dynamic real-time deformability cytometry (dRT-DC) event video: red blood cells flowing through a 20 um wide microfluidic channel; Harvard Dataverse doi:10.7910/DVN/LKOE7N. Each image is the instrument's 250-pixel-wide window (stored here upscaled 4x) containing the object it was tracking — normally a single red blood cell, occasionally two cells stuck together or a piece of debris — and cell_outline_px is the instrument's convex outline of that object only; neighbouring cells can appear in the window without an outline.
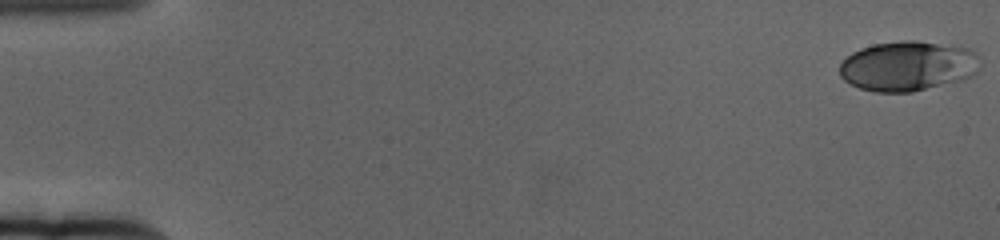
{"species": "human", "species_latin": "Homo sapiens", "temperature_condition": "cold", "stored_images_in_passage": 61, "camera_frame_rate_fps": 3000, "um_per_image_px": 0.085, "donor": {"sex": "female"}, "frame": {"image": 1, "passage_image": 1, "time_ms": 0.0, "image_size_px": [1000, 240], "cell_outline_px": [[980, 68], [972, 76], [964, 80], [912, 92], [876, 92], [860, 88], [844, 80], [840, 76], [840, 64], [852, 52], [860, 48], [872, 44], [904, 40], [916, 40], [968, 48], [980, 56]], "centroid_in_image_um": [77.2, 5.61], "position_along_channel_um": 7.8, "area_um2": 41.15}}
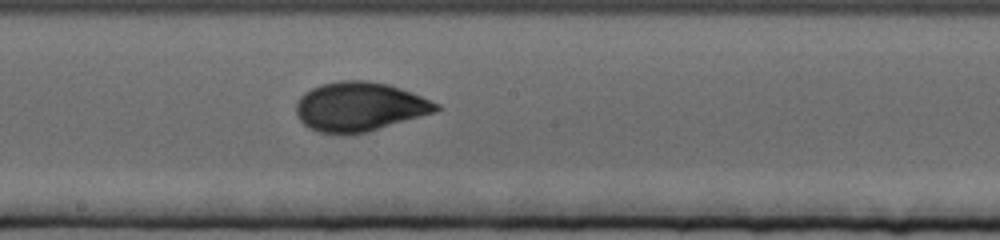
{"frame": {"image": 2, "passage_image": 34, "time_ms": 11.0, "image_size_px": [1000, 240], "cell_outline_px": [[440, 108], [436, 112], [368, 132], [344, 136], [320, 132], [308, 128], [300, 120], [296, 112], [296, 104], [300, 96], [304, 92], [320, 84], [340, 80], [368, 80], [388, 84], [412, 92], [440, 104]], "centroid_in_image_um": [30.55, 9.08], "position_along_channel_um": 217.6, "area_um2": 40.63}}
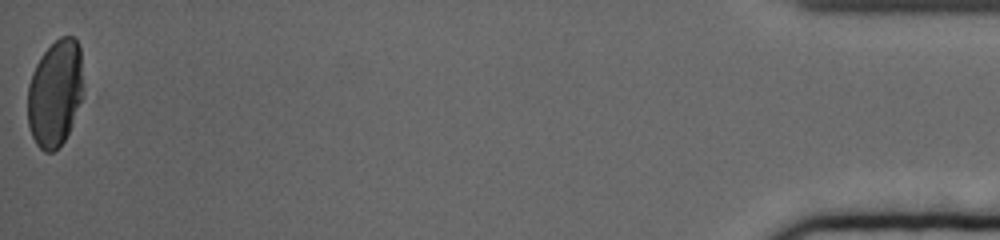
{"frame": {"image": 3, "passage_image": 61, "time_ms": 20.0, "image_size_px": [1000, 240], "cell_outline_px": [[84, 88], [72, 124], [64, 140], [52, 152], [44, 152], [36, 144], [32, 136], [28, 124], [28, 84], [32, 72], [40, 56], [60, 36], [72, 36], [76, 40], [80, 48]], "centroid_in_image_um": [4.68, 7.9], "position_along_channel_um": 430.5, "area_um2": 34.56}, "authors_computed_cell_mechanics": {"area_um2": 38.7838, "velocity_mm_per_s": 3.3426, "shape_relaxation_time_tau1_ms": 4.1383, "shape_relaxation_time_tau2_ms": 0.9314, "deformation_change_tau1": 0.1518, "deformation_change_tau2": 0.0484}}